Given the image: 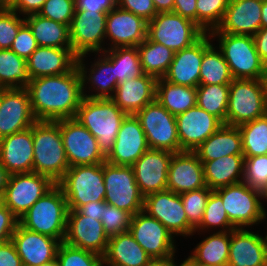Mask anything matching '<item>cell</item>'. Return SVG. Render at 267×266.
Instances as JSON below:
<instances>
[{"label": "cell", "instance_id": "cell-1", "mask_svg": "<svg viewBox=\"0 0 267 266\" xmlns=\"http://www.w3.org/2000/svg\"><path fill=\"white\" fill-rule=\"evenodd\" d=\"M38 121L75 118L83 99L82 80L77 65L65 74L31 79L26 87Z\"/></svg>", "mask_w": 267, "mask_h": 266}, {"label": "cell", "instance_id": "cell-2", "mask_svg": "<svg viewBox=\"0 0 267 266\" xmlns=\"http://www.w3.org/2000/svg\"><path fill=\"white\" fill-rule=\"evenodd\" d=\"M33 172L58 183L69 169L58 121H36L32 126Z\"/></svg>", "mask_w": 267, "mask_h": 266}, {"label": "cell", "instance_id": "cell-3", "mask_svg": "<svg viewBox=\"0 0 267 266\" xmlns=\"http://www.w3.org/2000/svg\"><path fill=\"white\" fill-rule=\"evenodd\" d=\"M127 115L111 98L83 97L75 119L97 139L99 150L106 158Z\"/></svg>", "mask_w": 267, "mask_h": 266}, {"label": "cell", "instance_id": "cell-4", "mask_svg": "<svg viewBox=\"0 0 267 266\" xmlns=\"http://www.w3.org/2000/svg\"><path fill=\"white\" fill-rule=\"evenodd\" d=\"M68 204L61 187L55 184L19 219L24 228L64 241Z\"/></svg>", "mask_w": 267, "mask_h": 266}, {"label": "cell", "instance_id": "cell-5", "mask_svg": "<svg viewBox=\"0 0 267 266\" xmlns=\"http://www.w3.org/2000/svg\"><path fill=\"white\" fill-rule=\"evenodd\" d=\"M266 114V79H233L229 84L225 124L239 126Z\"/></svg>", "mask_w": 267, "mask_h": 266}, {"label": "cell", "instance_id": "cell-6", "mask_svg": "<svg viewBox=\"0 0 267 266\" xmlns=\"http://www.w3.org/2000/svg\"><path fill=\"white\" fill-rule=\"evenodd\" d=\"M219 38V50L229 66L233 79H265V64L256 50L253 36L209 33Z\"/></svg>", "mask_w": 267, "mask_h": 266}, {"label": "cell", "instance_id": "cell-7", "mask_svg": "<svg viewBox=\"0 0 267 266\" xmlns=\"http://www.w3.org/2000/svg\"><path fill=\"white\" fill-rule=\"evenodd\" d=\"M57 184L69 210H77L88 202L105 201L103 163L69 167Z\"/></svg>", "mask_w": 267, "mask_h": 266}, {"label": "cell", "instance_id": "cell-8", "mask_svg": "<svg viewBox=\"0 0 267 266\" xmlns=\"http://www.w3.org/2000/svg\"><path fill=\"white\" fill-rule=\"evenodd\" d=\"M214 191L221 197L229 221L236 228L251 227L266 219L267 212L260 202L265 199L262 191L251 188L243 181Z\"/></svg>", "mask_w": 267, "mask_h": 266}, {"label": "cell", "instance_id": "cell-9", "mask_svg": "<svg viewBox=\"0 0 267 266\" xmlns=\"http://www.w3.org/2000/svg\"><path fill=\"white\" fill-rule=\"evenodd\" d=\"M205 33L195 22L175 12H160L147 23V38L174 52L191 46Z\"/></svg>", "mask_w": 267, "mask_h": 266}, {"label": "cell", "instance_id": "cell-10", "mask_svg": "<svg viewBox=\"0 0 267 266\" xmlns=\"http://www.w3.org/2000/svg\"><path fill=\"white\" fill-rule=\"evenodd\" d=\"M105 202L132 216L144 207V196L136 183L132 166L103 163Z\"/></svg>", "mask_w": 267, "mask_h": 266}, {"label": "cell", "instance_id": "cell-11", "mask_svg": "<svg viewBox=\"0 0 267 266\" xmlns=\"http://www.w3.org/2000/svg\"><path fill=\"white\" fill-rule=\"evenodd\" d=\"M146 135L149 149L180 152L175 115L169 113L157 100L135 114Z\"/></svg>", "mask_w": 267, "mask_h": 266}, {"label": "cell", "instance_id": "cell-12", "mask_svg": "<svg viewBox=\"0 0 267 266\" xmlns=\"http://www.w3.org/2000/svg\"><path fill=\"white\" fill-rule=\"evenodd\" d=\"M55 184L36 172L11 174L0 201L20 219Z\"/></svg>", "mask_w": 267, "mask_h": 266}, {"label": "cell", "instance_id": "cell-13", "mask_svg": "<svg viewBox=\"0 0 267 266\" xmlns=\"http://www.w3.org/2000/svg\"><path fill=\"white\" fill-rule=\"evenodd\" d=\"M106 11L75 10L70 30L71 49L77 55L101 53L106 40Z\"/></svg>", "mask_w": 267, "mask_h": 266}, {"label": "cell", "instance_id": "cell-14", "mask_svg": "<svg viewBox=\"0 0 267 266\" xmlns=\"http://www.w3.org/2000/svg\"><path fill=\"white\" fill-rule=\"evenodd\" d=\"M60 131L69 166L102 164L106 158L97 139L75 118L61 119Z\"/></svg>", "mask_w": 267, "mask_h": 266}, {"label": "cell", "instance_id": "cell-15", "mask_svg": "<svg viewBox=\"0 0 267 266\" xmlns=\"http://www.w3.org/2000/svg\"><path fill=\"white\" fill-rule=\"evenodd\" d=\"M129 232L152 259L175 256L173 234L145 211L132 216Z\"/></svg>", "mask_w": 267, "mask_h": 266}, {"label": "cell", "instance_id": "cell-16", "mask_svg": "<svg viewBox=\"0 0 267 266\" xmlns=\"http://www.w3.org/2000/svg\"><path fill=\"white\" fill-rule=\"evenodd\" d=\"M143 211L162 223L173 236L187 237L195 233L188 222L180 194L169 190L148 194L144 197Z\"/></svg>", "mask_w": 267, "mask_h": 266}, {"label": "cell", "instance_id": "cell-17", "mask_svg": "<svg viewBox=\"0 0 267 266\" xmlns=\"http://www.w3.org/2000/svg\"><path fill=\"white\" fill-rule=\"evenodd\" d=\"M36 121L27 88L0 89V139L23 131Z\"/></svg>", "mask_w": 267, "mask_h": 266}, {"label": "cell", "instance_id": "cell-18", "mask_svg": "<svg viewBox=\"0 0 267 266\" xmlns=\"http://www.w3.org/2000/svg\"><path fill=\"white\" fill-rule=\"evenodd\" d=\"M109 237L97 218L81 215L77 210H69L64 242L83 250L105 255Z\"/></svg>", "mask_w": 267, "mask_h": 266}, {"label": "cell", "instance_id": "cell-19", "mask_svg": "<svg viewBox=\"0 0 267 266\" xmlns=\"http://www.w3.org/2000/svg\"><path fill=\"white\" fill-rule=\"evenodd\" d=\"M181 151H194L223 124L199 106L175 116Z\"/></svg>", "mask_w": 267, "mask_h": 266}, {"label": "cell", "instance_id": "cell-20", "mask_svg": "<svg viewBox=\"0 0 267 266\" xmlns=\"http://www.w3.org/2000/svg\"><path fill=\"white\" fill-rule=\"evenodd\" d=\"M173 153L166 150L148 149L133 165L136 183L141 194L167 190L169 164Z\"/></svg>", "mask_w": 267, "mask_h": 266}, {"label": "cell", "instance_id": "cell-21", "mask_svg": "<svg viewBox=\"0 0 267 266\" xmlns=\"http://www.w3.org/2000/svg\"><path fill=\"white\" fill-rule=\"evenodd\" d=\"M148 149L146 135L139 120L134 114H128L106 161L114 165L132 166Z\"/></svg>", "mask_w": 267, "mask_h": 266}, {"label": "cell", "instance_id": "cell-22", "mask_svg": "<svg viewBox=\"0 0 267 266\" xmlns=\"http://www.w3.org/2000/svg\"><path fill=\"white\" fill-rule=\"evenodd\" d=\"M211 39L210 34L205 33L191 46L175 52L169 70L163 78L176 85L196 88L200 83L203 53L212 45Z\"/></svg>", "mask_w": 267, "mask_h": 266}, {"label": "cell", "instance_id": "cell-23", "mask_svg": "<svg viewBox=\"0 0 267 266\" xmlns=\"http://www.w3.org/2000/svg\"><path fill=\"white\" fill-rule=\"evenodd\" d=\"M147 21L118 6L107 13L106 39L112 42L110 48L137 47L147 38Z\"/></svg>", "mask_w": 267, "mask_h": 266}, {"label": "cell", "instance_id": "cell-24", "mask_svg": "<svg viewBox=\"0 0 267 266\" xmlns=\"http://www.w3.org/2000/svg\"><path fill=\"white\" fill-rule=\"evenodd\" d=\"M23 266H39L57 257L61 241L28 230L19 223L11 238Z\"/></svg>", "mask_w": 267, "mask_h": 266}, {"label": "cell", "instance_id": "cell-25", "mask_svg": "<svg viewBox=\"0 0 267 266\" xmlns=\"http://www.w3.org/2000/svg\"><path fill=\"white\" fill-rule=\"evenodd\" d=\"M262 0H230L221 23L209 33L254 36L261 29Z\"/></svg>", "mask_w": 267, "mask_h": 266}, {"label": "cell", "instance_id": "cell-26", "mask_svg": "<svg viewBox=\"0 0 267 266\" xmlns=\"http://www.w3.org/2000/svg\"><path fill=\"white\" fill-rule=\"evenodd\" d=\"M206 187L203 165L194 151L173 153L169 164L167 190L176 194Z\"/></svg>", "mask_w": 267, "mask_h": 266}, {"label": "cell", "instance_id": "cell-27", "mask_svg": "<svg viewBox=\"0 0 267 266\" xmlns=\"http://www.w3.org/2000/svg\"><path fill=\"white\" fill-rule=\"evenodd\" d=\"M33 158L31 127L0 139V163L10 174L33 172Z\"/></svg>", "mask_w": 267, "mask_h": 266}, {"label": "cell", "instance_id": "cell-28", "mask_svg": "<svg viewBox=\"0 0 267 266\" xmlns=\"http://www.w3.org/2000/svg\"><path fill=\"white\" fill-rule=\"evenodd\" d=\"M227 266H267L265 237L244 228L231 230Z\"/></svg>", "mask_w": 267, "mask_h": 266}, {"label": "cell", "instance_id": "cell-29", "mask_svg": "<svg viewBox=\"0 0 267 266\" xmlns=\"http://www.w3.org/2000/svg\"><path fill=\"white\" fill-rule=\"evenodd\" d=\"M77 57L71 48L38 46L27 59L29 77L36 79L70 72L77 65Z\"/></svg>", "mask_w": 267, "mask_h": 266}, {"label": "cell", "instance_id": "cell-30", "mask_svg": "<svg viewBox=\"0 0 267 266\" xmlns=\"http://www.w3.org/2000/svg\"><path fill=\"white\" fill-rule=\"evenodd\" d=\"M100 55L96 62L94 61V63L91 65L90 69H88L86 67V64H84L85 62H83L85 61V55L77 57V67L79 69L82 80L83 97L92 99H104L112 98L114 96L117 87V80L115 79L114 72V63L104 52H102ZM86 81L87 84L88 82L89 84L91 83L90 87L94 88L92 89V91L95 90L94 92L97 93H92L91 95H87V93H85Z\"/></svg>", "mask_w": 267, "mask_h": 266}, {"label": "cell", "instance_id": "cell-31", "mask_svg": "<svg viewBox=\"0 0 267 266\" xmlns=\"http://www.w3.org/2000/svg\"><path fill=\"white\" fill-rule=\"evenodd\" d=\"M156 84L157 78L144 73L118 84L111 99L125 113L135 114L156 100Z\"/></svg>", "mask_w": 267, "mask_h": 266}, {"label": "cell", "instance_id": "cell-32", "mask_svg": "<svg viewBox=\"0 0 267 266\" xmlns=\"http://www.w3.org/2000/svg\"><path fill=\"white\" fill-rule=\"evenodd\" d=\"M194 152L198 155L200 162L212 161L229 155H243L242 137L238 126L222 124Z\"/></svg>", "mask_w": 267, "mask_h": 266}, {"label": "cell", "instance_id": "cell-33", "mask_svg": "<svg viewBox=\"0 0 267 266\" xmlns=\"http://www.w3.org/2000/svg\"><path fill=\"white\" fill-rule=\"evenodd\" d=\"M152 258L138 244L130 232L109 237L103 261L114 266H143Z\"/></svg>", "mask_w": 267, "mask_h": 266}, {"label": "cell", "instance_id": "cell-34", "mask_svg": "<svg viewBox=\"0 0 267 266\" xmlns=\"http://www.w3.org/2000/svg\"><path fill=\"white\" fill-rule=\"evenodd\" d=\"M244 162L243 155H229L220 159L201 162L206 186L211 190H216L242 182Z\"/></svg>", "mask_w": 267, "mask_h": 266}, {"label": "cell", "instance_id": "cell-35", "mask_svg": "<svg viewBox=\"0 0 267 266\" xmlns=\"http://www.w3.org/2000/svg\"><path fill=\"white\" fill-rule=\"evenodd\" d=\"M32 30L38 46L71 48L68 25L47 19L39 14L24 16Z\"/></svg>", "mask_w": 267, "mask_h": 266}, {"label": "cell", "instance_id": "cell-36", "mask_svg": "<svg viewBox=\"0 0 267 266\" xmlns=\"http://www.w3.org/2000/svg\"><path fill=\"white\" fill-rule=\"evenodd\" d=\"M156 100L171 114L178 115L196 106L197 88L176 85L158 78Z\"/></svg>", "mask_w": 267, "mask_h": 266}, {"label": "cell", "instance_id": "cell-37", "mask_svg": "<svg viewBox=\"0 0 267 266\" xmlns=\"http://www.w3.org/2000/svg\"><path fill=\"white\" fill-rule=\"evenodd\" d=\"M231 231L215 232L196 245L188 256L195 264L227 266Z\"/></svg>", "mask_w": 267, "mask_h": 266}, {"label": "cell", "instance_id": "cell-38", "mask_svg": "<svg viewBox=\"0 0 267 266\" xmlns=\"http://www.w3.org/2000/svg\"><path fill=\"white\" fill-rule=\"evenodd\" d=\"M137 48L143 72L157 79L163 78L169 70L175 52L160 43L150 41L148 38Z\"/></svg>", "mask_w": 267, "mask_h": 266}, {"label": "cell", "instance_id": "cell-39", "mask_svg": "<svg viewBox=\"0 0 267 266\" xmlns=\"http://www.w3.org/2000/svg\"><path fill=\"white\" fill-rule=\"evenodd\" d=\"M30 81L27 60L11 49H0V89L26 88Z\"/></svg>", "mask_w": 267, "mask_h": 266}, {"label": "cell", "instance_id": "cell-40", "mask_svg": "<svg viewBox=\"0 0 267 266\" xmlns=\"http://www.w3.org/2000/svg\"><path fill=\"white\" fill-rule=\"evenodd\" d=\"M104 53L113 61L117 85L144 74L137 47H116L106 49Z\"/></svg>", "mask_w": 267, "mask_h": 266}, {"label": "cell", "instance_id": "cell-41", "mask_svg": "<svg viewBox=\"0 0 267 266\" xmlns=\"http://www.w3.org/2000/svg\"><path fill=\"white\" fill-rule=\"evenodd\" d=\"M212 44L204 53L200 67L199 84L229 85L233 77L220 50Z\"/></svg>", "mask_w": 267, "mask_h": 266}, {"label": "cell", "instance_id": "cell-42", "mask_svg": "<svg viewBox=\"0 0 267 266\" xmlns=\"http://www.w3.org/2000/svg\"><path fill=\"white\" fill-rule=\"evenodd\" d=\"M244 158L267 155V114L238 126Z\"/></svg>", "mask_w": 267, "mask_h": 266}, {"label": "cell", "instance_id": "cell-43", "mask_svg": "<svg viewBox=\"0 0 267 266\" xmlns=\"http://www.w3.org/2000/svg\"><path fill=\"white\" fill-rule=\"evenodd\" d=\"M196 105L217 117L223 124L226 121L229 85L199 84Z\"/></svg>", "mask_w": 267, "mask_h": 266}, {"label": "cell", "instance_id": "cell-44", "mask_svg": "<svg viewBox=\"0 0 267 266\" xmlns=\"http://www.w3.org/2000/svg\"><path fill=\"white\" fill-rule=\"evenodd\" d=\"M214 227L223 229H220L219 232L236 229V227L229 221L221 197L213 190L207 200L202 221L195 229V232L198 230H207L209 228L214 229Z\"/></svg>", "mask_w": 267, "mask_h": 266}, {"label": "cell", "instance_id": "cell-45", "mask_svg": "<svg viewBox=\"0 0 267 266\" xmlns=\"http://www.w3.org/2000/svg\"><path fill=\"white\" fill-rule=\"evenodd\" d=\"M230 0H197L196 24L206 33L221 23Z\"/></svg>", "mask_w": 267, "mask_h": 266}, {"label": "cell", "instance_id": "cell-46", "mask_svg": "<svg viewBox=\"0 0 267 266\" xmlns=\"http://www.w3.org/2000/svg\"><path fill=\"white\" fill-rule=\"evenodd\" d=\"M59 266H101L103 257L94 252L61 242L57 251Z\"/></svg>", "mask_w": 267, "mask_h": 266}, {"label": "cell", "instance_id": "cell-47", "mask_svg": "<svg viewBox=\"0 0 267 266\" xmlns=\"http://www.w3.org/2000/svg\"><path fill=\"white\" fill-rule=\"evenodd\" d=\"M212 191L213 190L206 186L180 194L188 222L194 229H196L202 221L207 200Z\"/></svg>", "mask_w": 267, "mask_h": 266}, {"label": "cell", "instance_id": "cell-48", "mask_svg": "<svg viewBox=\"0 0 267 266\" xmlns=\"http://www.w3.org/2000/svg\"><path fill=\"white\" fill-rule=\"evenodd\" d=\"M243 182L267 193V155L245 158Z\"/></svg>", "mask_w": 267, "mask_h": 266}, {"label": "cell", "instance_id": "cell-49", "mask_svg": "<svg viewBox=\"0 0 267 266\" xmlns=\"http://www.w3.org/2000/svg\"><path fill=\"white\" fill-rule=\"evenodd\" d=\"M25 23L20 14L8 6L0 5V49H10L19 28Z\"/></svg>", "mask_w": 267, "mask_h": 266}, {"label": "cell", "instance_id": "cell-50", "mask_svg": "<svg viewBox=\"0 0 267 266\" xmlns=\"http://www.w3.org/2000/svg\"><path fill=\"white\" fill-rule=\"evenodd\" d=\"M132 215L114 205L105 204L101 223L108 237L129 231Z\"/></svg>", "mask_w": 267, "mask_h": 266}, {"label": "cell", "instance_id": "cell-51", "mask_svg": "<svg viewBox=\"0 0 267 266\" xmlns=\"http://www.w3.org/2000/svg\"><path fill=\"white\" fill-rule=\"evenodd\" d=\"M75 9V0H46L38 14L70 26Z\"/></svg>", "mask_w": 267, "mask_h": 266}, {"label": "cell", "instance_id": "cell-52", "mask_svg": "<svg viewBox=\"0 0 267 266\" xmlns=\"http://www.w3.org/2000/svg\"><path fill=\"white\" fill-rule=\"evenodd\" d=\"M38 45L35 37L33 36L32 30L29 25L25 22L20 28L15 37L11 50L18 56L28 59L30 55L37 49Z\"/></svg>", "mask_w": 267, "mask_h": 266}, {"label": "cell", "instance_id": "cell-53", "mask_svg": "<svg viewBox=\"0 0 267 266\" xmlns=\"http://www.w3.org/2000/svg\"><path fill=\"white\" fill-rule=\"evenodd\" d=\"M117 6L134 13L147 22L158 14L152 0H117Z\"/></svg>", "mask_w": 267, "mask_h": 266}, {"label": "cell", "instance_id": "cell-54", "mask_svg": "<svg viewBox=\"0 0 267 266\" xmlns=\"http://www.w3.org/2000/svg\"><path fill=\"white\" fill-rule=\"evenodd\" d=\"M19 219L0 201V244L11 240Z\"/></svg>", "mask_w": 267, "mask_h": 266}, {"label": "cell", "instance_id": "cell-55", "mask_svg": "<svg viewBox=\"0 0 267 266\" xmlns=\"http://www.w3.org/2000/svg\"><path fill=\"white\" fill-rule=\"evenodd\" d=\"M0 266H23L12 240L0 244Z\"/></svg>", "mask_w": 267, "mask_h": 266}, {"label": "cell", "instance_id": "cell-56", "mask_svg": "<svg viewBox=\"0 0 267 266\" xmlns=\"http://www.w3.org/2000/svg\"><path fill=\"white\" fill-rule=\"evenodd\" d=\"M46 0H12L7 6L20 15L38 14Z\"/></svg>", "mask_w": 267, "mask_h": 266}, {"label": "cell", "instance_id": "cell-57", "mask_svg": "<svg viewBox=\"0 0 267 266\" xmlns=\"http://www.w3.org/2000/svg\"><path fill=\"white\" fill-rule=\"evenodd\" d=\"M75 10L106 11L117 6V0H75Z\"/></svg>", "mask_w": 267, "mask_h": 266}, {"label": "cell", "instance_id": "cell-58", "mask_svg": "<svg viewBox=\"0 0 267 266\" xmlns=\"http://www.w3.org/2000/svg\"><path fill=\"white\" fill-rule=\"evenodd\" d=\"M197 0H174L173 12L196 23Z\"/></svg>", "mask_w": 267, "mask_h": 266}, {"label": "cell", "instance_id": "cell-59", "mask_svg": "<svg viewBox=\"0 0 267 266\" xmlns=\"http://www.w3.org/2000/svg\"><path fill=\"white\" fill-rule=\"evenodd\" d=\"M105 201L98 202H88L85 205L80 206L77 211L84 216H90L92 218H97L101 220V215L103 214Z\"/></svg>", "mask_w": 267, "mask_h": 266}, {"label": "cell", "instance_id": "cell-60", "mask_svg": "<svg viewBox=\"0 0 267 266\" xmlns=\"http://www.w3.org/2000/svg\"><path fill=\"white\" fill-rule=\"evenodd\" d=\"M256 50L259 54L260 59L265 64L267 62V27L261 28L253 36Z\"/></svg>", "mask_w": 267, "mask_h": 266}, {"label": "cell", "instance_id": "cell-61", "mask_svg": "<svg viewBox=\"0 0 267 266\" xmlns=\"http://www.w3.org/2000/svg\"><path fill=\"white\" fill-rule=\"evenodd\" d=\"M157 13L173 12L174 0H152Z\"/></svg>", "mask_w": 267, "mask_h": 266}, {"label": "cell", "instance_id": "cell-62", "mask_svg": "<svg viewBox=\"0 0 267 266\" xmlns=\"http://www.w3.org/2000/svg\"><path fill=\"white\" fill-rule=\"evenodd\" d=\"M11 174L0 163V198L3 196L5 189L9 183Z\"/></svg>", "mask_w": 267, "mask_h": 266}, {"label": "cell", "instance_id": "cell-63", "mask_svg": "<svg viewBox=\"0 0 267 266\" xmlns=\"http://www.w3.org/2000/svg\"><path fill=\"white\" fill-rule=\"evenodd\" d=\"M143 266H172V257L162 259H151Z\"/></svg>", "mask_w": 267, "mask_h": 266}, {"label": "cell", "instance_id": "cell-64", "mask_svg": "<svg viewBox=\"0 0 267 266\" xmlns=\"http://www.w3.org/2000/svg\"><path fill=\"white\" fill-rule=\"evenodd\" d=\"M267 27V0H262L261 28Z\"/></svg>", "mask_w": 267, "mask_h": 266}, {"label": "cell", "instance_id": "cell-65", "mask_svg": "<svg viewBox=\"0 0 267 266\" xmlns=\"http://www.w3.org/2000/svg\"><path fill=\"white\" fill-rule=\"evenodd\" d=\"M174 257H172V266H197L189 257L185 259L180 265H176L174 261Z\"/></svg>", "mask_w": 267, "mask_h": 266}, {"label": "cell", "instance_id": "cell-66", "mask_svg": "<svg viewBox=\"0 0 267 266\" xmlns=\"http://www.w3.org/2000/svg\"><path fill=\"white\" fill-rule=\"evenodd\" d=\"M39 266H59V263L57 261V258H55L52 261L44 263V264L39 265Z\"/></svg>", "mask_w": 267, "mask_h": 266}, {"label": "cell", "instance_id": "cell-67", "mask_svg": "<svg viewBox=\"0 0 267 266\" xmlns=\"http://www.w3.org/2000/svg\"><path fill=\"white\" fill-rule=\"evenodd\" d=\"M12 0H0V5L7 6Z\"/></svg>", "mask_w": 267, "mask_h": 266}, {"label": "cell", "instance_id": "cell-68", "mask_svg": "<svg viewBox=\"0 0 267 266\" xmlns=\"http://www.w3.org/2000/svg\"><path fill=\"white\" fill-rule=\"evenodd\" d=\"M265 79L267 81V62L265 63Z\"/></svg>", "mask_w": 267, "mask_h": 266}, {"label": "cell", "instance_id": "cell-69", "mask_svg": "<svg viewBox=\"0 0 267 266\" xmlns=\"http://www.w3.org/2000/svg\"><path fill=\"white\" fill-rule=\"evenodd\" d=\"M104 265H106V266H114V265H111V264H106V263L103 261L102 264H101V266H104Z\"/></svg>", "mask_w": 267, "mask_h": 266}, {"label": "cell", "instance_id": "cell-70", "mask_svg": "<svg viewBox=\"0 0 267 266\" xmlns=\"http://www.w3.org/2000/svg\"><path fill=\"white\" fill-rule=\"evenodd\" d=\"M197 266H208V265H203V264H197Z\"/></svg>", "mask_w": 267, "mask_h": 266}, {"label": "cell", "instance_id": "cell-71", "mask_svg": "<svg viewBox=\"0 0 267 266\" xmlns=\"http://www.w3.org/2000/svg\"><path fill=\"white\" fill-rule=\"evenodd\" d=\"M266 246H267V235L265 236Z\"/></svg>", "mask_w": 267, "mask_h": 266}]
</instances>
